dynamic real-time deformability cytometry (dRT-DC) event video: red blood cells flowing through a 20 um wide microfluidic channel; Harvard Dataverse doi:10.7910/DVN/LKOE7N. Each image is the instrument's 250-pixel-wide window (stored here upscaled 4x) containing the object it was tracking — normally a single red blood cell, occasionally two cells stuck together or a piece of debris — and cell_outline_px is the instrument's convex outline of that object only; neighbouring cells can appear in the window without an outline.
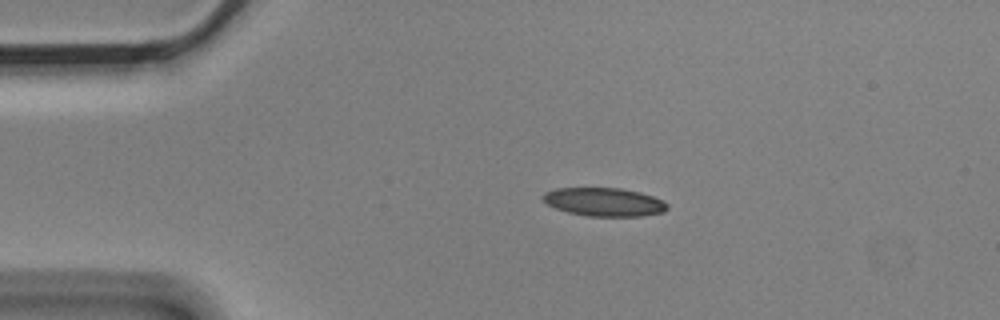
{"species": "Egyptian fruit bat (a non-hibernating species)", "species_latin": "Rousettus aegyptiacus", "temperature_condition": "cold", "stored_images_in_passage": 5, "camera_frame_rate_fps": 3000, "um_per_image_px": 0.085, "animal": {"sex": "male"}, "frame": {"image": 1, "passage_image": 3, "time_ms": 0.667, "image_size_px": [1000, 320], "cell_outline_px": [[668, 208], [664, 212], [644, 216], [588, 216], [568, 212], [556, 208], [548, 204], [540, 196], [544, 192], [556, 188], [620, 188], [640, 192], [664, 200], [668, 204]], "centroid_in_image_um": [51.37, 17.16], "position_along_channel_um": 33.6, "area_um2": 20.69}}
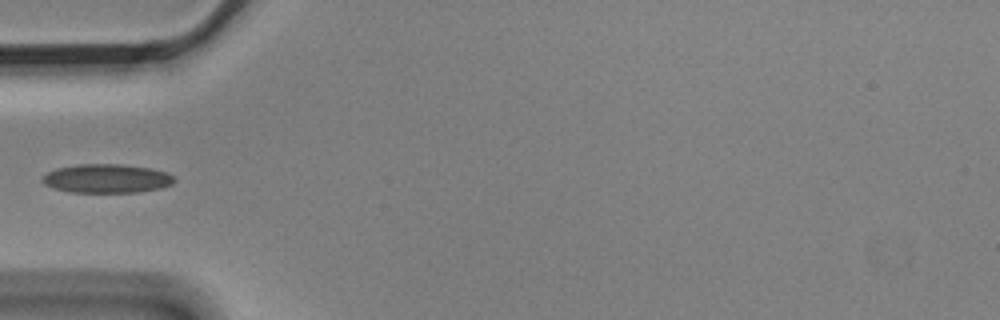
{"frame": {"image": 2, "passage_image": 5, "time_ms": 1.333, "image_size_px": [1000, 320], "cell_outline_px": [[176, 180], [172, 184], [160, 188], [136, 192], [72, 192], [56, 188], [44, 184], [40, 180], [48, 172], [56, 168], [76, 164], [120, 164], [152, 168], [168, 172], [176, 176]], "centroid_in_image_um": [9.12, 15.16], "position_along_channel_um": 75.9, "area_um2": 22.25}}